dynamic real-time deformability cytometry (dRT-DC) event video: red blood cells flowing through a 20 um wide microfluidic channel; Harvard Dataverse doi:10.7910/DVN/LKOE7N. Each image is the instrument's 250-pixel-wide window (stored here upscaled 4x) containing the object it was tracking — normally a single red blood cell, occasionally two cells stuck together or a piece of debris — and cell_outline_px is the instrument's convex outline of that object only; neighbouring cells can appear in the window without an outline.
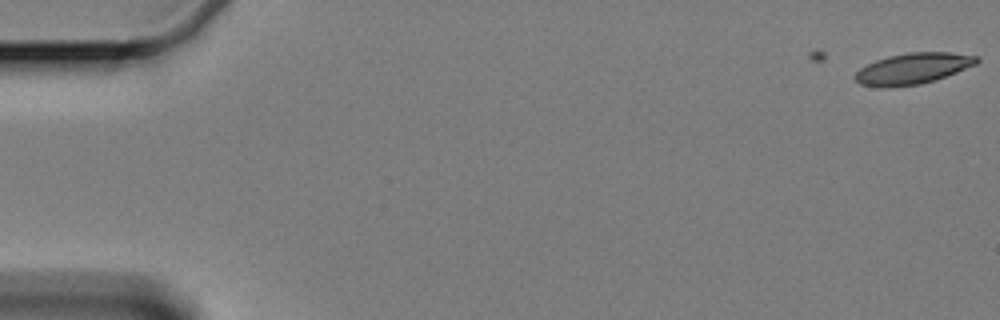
{"species": "Egyptian fruit bat (a non-hibernating species)", "species_latin": "Rousettus aegyptiacus", "temperature_condition": "cold", "stored_images_in_passage": 4, "camera_frame_rate_fps": 3000, "um_per_image_px": 0.085, "animal": {"sex": "female"}, "frame": {"image": 1, "passage_image": 4, "time_ms": 1.0, "image_size_px": [1000, 320], "cell_outline_px": [[980, 60], [976, 64], [956, 72], [920, 84], [888, 88], [884, 88], [860, 84], [852, 76], [860, 68], [876, 60], [888, 56], [908, 52], [952, 52], [976, 56]], "centroid_in_image_um": [77.55, 5.83], "position_along_channel_um": 7.4, "area_um2": 21.91}}